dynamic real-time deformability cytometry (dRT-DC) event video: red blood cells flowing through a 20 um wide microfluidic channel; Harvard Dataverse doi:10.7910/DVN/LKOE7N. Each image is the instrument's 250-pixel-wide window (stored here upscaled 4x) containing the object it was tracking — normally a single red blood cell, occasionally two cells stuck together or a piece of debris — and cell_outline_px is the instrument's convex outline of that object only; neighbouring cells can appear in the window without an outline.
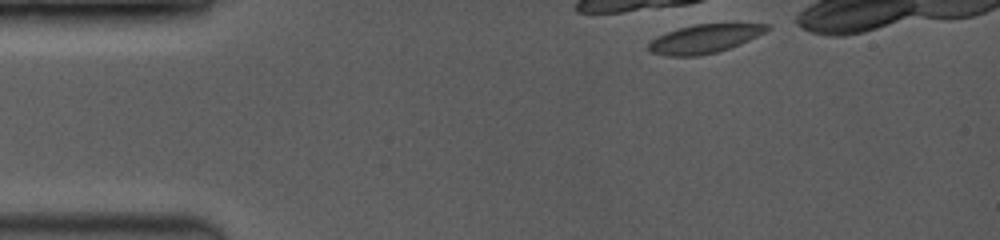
{"species": "common noctule bat (a hibernating species)", "species_latin": "Nyctalus noctula", "temperature_condition": "room temperature", "stored_images_in_passage": 2, "camera_frame_rate_fps": 3500, "um_per_image_px": 0.085, "animal": {"sex": "female", "body_mass_g": 19.0, "forearm_length_mm": 53.3}, "frame": {"image": 1, "passage_image": 1, "time_ms": 0.0, "image_size_px": [1000, 240], "cell_outline_px": [[772, 28], [740, 44], [716, 52], [696, 56], [668, 56], [652, 52], [648, 48], [648, 44], [656, 36], [680, 28], [696, 24], [772, 24]], "centroid_in_image_um": [59.88, 3.29], "position_along_channel_um": 25.1, "area_um2": 19.42}}